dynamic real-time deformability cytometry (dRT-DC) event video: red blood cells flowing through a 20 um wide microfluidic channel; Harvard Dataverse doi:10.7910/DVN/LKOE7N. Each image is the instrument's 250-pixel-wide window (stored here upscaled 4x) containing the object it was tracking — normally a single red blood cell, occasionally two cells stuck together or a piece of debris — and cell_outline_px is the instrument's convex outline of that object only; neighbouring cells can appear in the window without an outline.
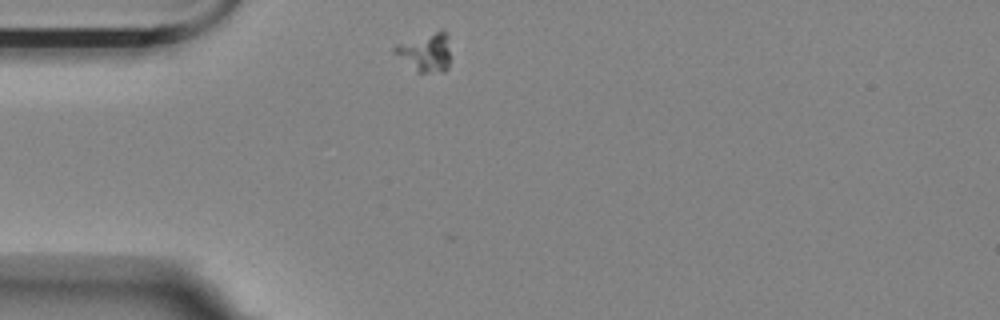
{"species": "Egyptian fruit bat (a non-hibernating species)", "species_latin": "Rousettus aegyptiacus", "temperature_condition": "room temperature", "stored_images_in_passage": 47, "camera_frame_rate_fps": 3000, "um_per_image_px": 0.085, "animal": {"sex": "female"}, "frame": {"image": 1, "passage_image": 2, "time_ms": 0.333, "image_size_px": [1000, 320], "cell_outline_px": [[448, 68], [444, 72], [416, 72], [392, 52], [392, 48], [396, 44], [440, 28], [448, 36]], "centroid_in_image_um": [36.13, 4.42], "position_along_channel_um": 48.9, "area_um2": 12.72}}
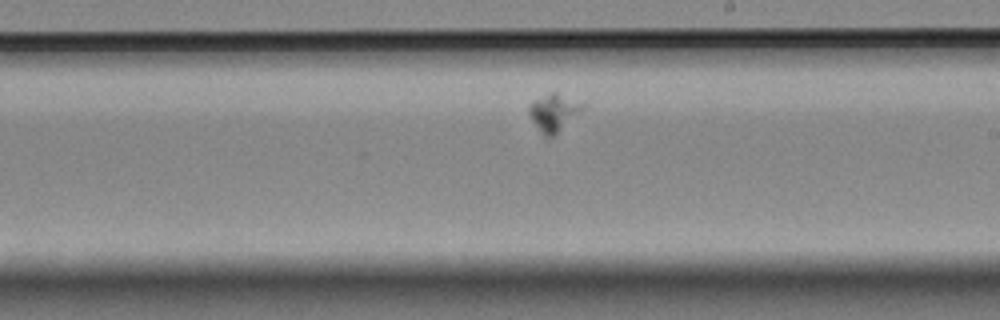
{"frame": {"image": 2, "passage_image": 21, "time_ms": 6.667, "image_size_px": [1000, 320], "cell_outline_px": [[584, 108], [552, 136], [544, 136], [540, 132], [528, 116], [528, 104], [532, 100], [552, 92], [556, 92], [584, 104]], "centroid_in_image_um": [46.99, 9.54], "position_along_channel_um": 242.0, "area_um2": 11.39}}
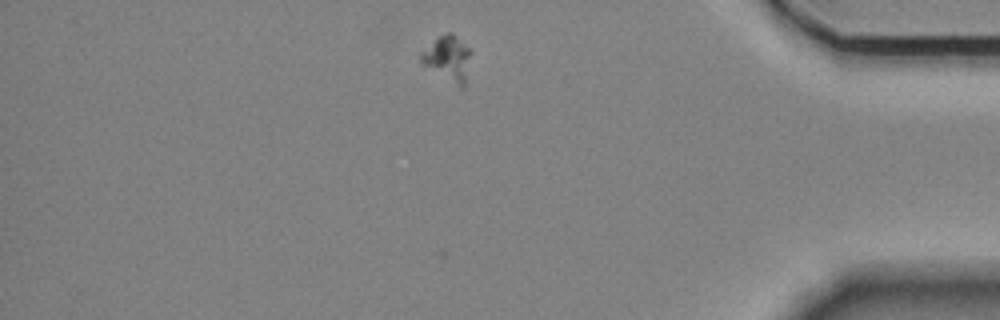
{"frame": {"image": 3, "passage_image": 38, "time_ms": 12.333, "image_size_px": [1000, 320], "cell_outline_px": [[472, 52], [464, 88], [456, 84], [424, 64], [420, 60], [420, 52], [440, 36], [448, 32], [452, 32]], "centroid_in_image_um": [38.1, 4.93], "position_along_channel_um": 397.1, "area_um2": 12.6}}